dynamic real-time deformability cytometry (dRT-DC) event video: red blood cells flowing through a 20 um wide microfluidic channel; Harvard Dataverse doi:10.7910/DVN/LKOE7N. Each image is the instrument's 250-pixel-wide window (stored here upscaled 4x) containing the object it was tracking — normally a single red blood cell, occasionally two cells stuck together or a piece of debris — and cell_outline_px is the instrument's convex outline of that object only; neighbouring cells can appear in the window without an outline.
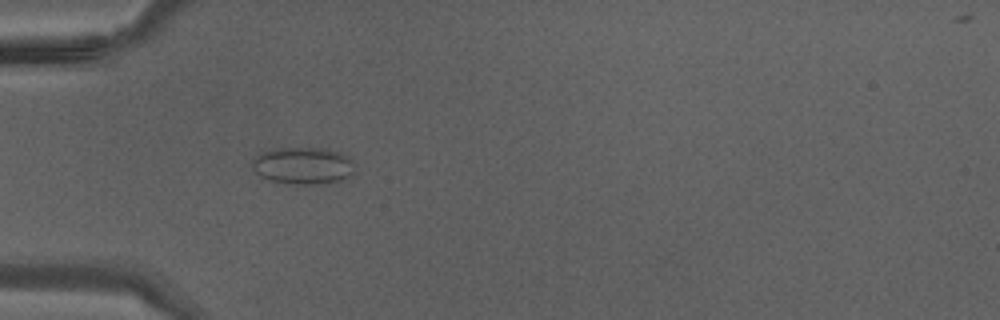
{"species": "Egyptian fruit bat (a non-hibernating species)", "species_latin": "Rousettus aegyptiacus", "temperature_condition": "warm", "stored_images_in_passage": 34, "camera_frame_rate_fps": 3000, "um_per_image_px": 0.085, "animal": {"sex": "male"}, "frame": {"image": 1, "passage_image": 6, "time_ms": 1.667, "image_size_px": [1000, 320], "cell_outline_px": [[356, 164], [352, 172], [340, 180], [320, 184], [284, 184], [260, 176], [252, 168], [252, 160], [256, 156], [264, 152], [276, 148], [320, 148], [340, 152], [348, 156]], "centroid_in_image_um": [25.75, 14.08], "position_along_channel_um": 59.2, "area_um2": 22.08}}
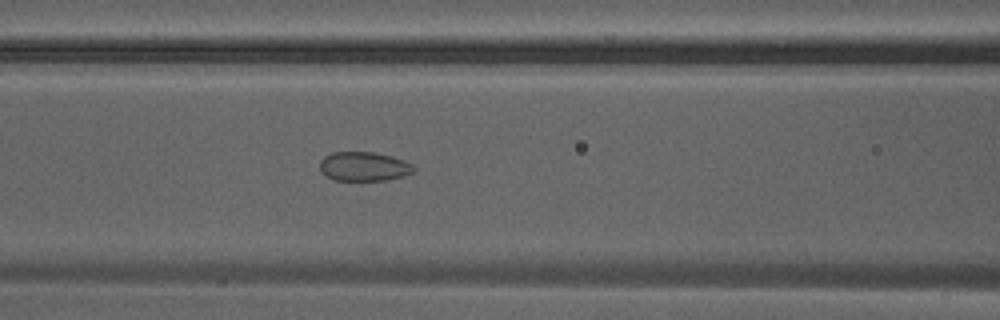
{"frame": {"image": 2, "passage_image": 11, "time_ms": 3.333, "image_size_px": [1000, 320], "cell_outline_px": [[416, 168], [412, 172], [404, 176], [388, 180], [336, 180], [320, 172], [320, 160], [324, 156], [332, 152], [376, 152], [392, 156], [404, 160], [412, 164]], "centroid_in_image_um": [30.94, 14.14], "position_along_channel_um": 135.7, "area_um2": 16.07}}
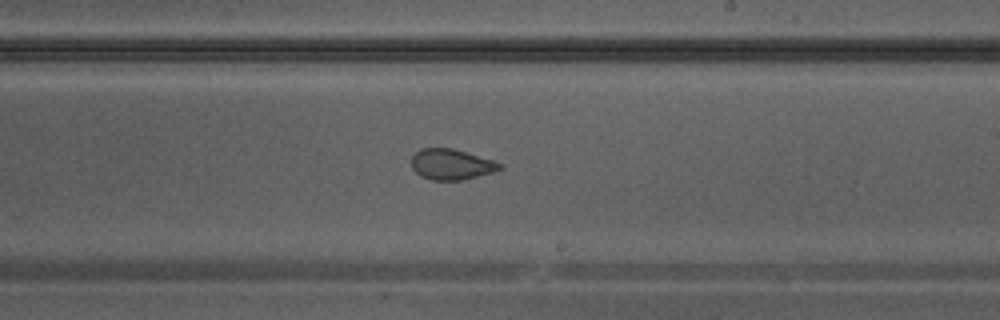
{"frame": {"image": 3, "passage_image": 18, "time_ms": 5.667, "image_size_px": [1000, 320], "cell_outline_px": [[504, 168], [492, 172], [464, 180], [432, 180], [420, 176], [412, 168], [412, 156], [420, 148], [452, 148], [492, 160], [504, 164]], "centroid_in_image_um": [38.37, 13.98], "position_along_channel_um": 250.6, "area_um2": 15.78}}